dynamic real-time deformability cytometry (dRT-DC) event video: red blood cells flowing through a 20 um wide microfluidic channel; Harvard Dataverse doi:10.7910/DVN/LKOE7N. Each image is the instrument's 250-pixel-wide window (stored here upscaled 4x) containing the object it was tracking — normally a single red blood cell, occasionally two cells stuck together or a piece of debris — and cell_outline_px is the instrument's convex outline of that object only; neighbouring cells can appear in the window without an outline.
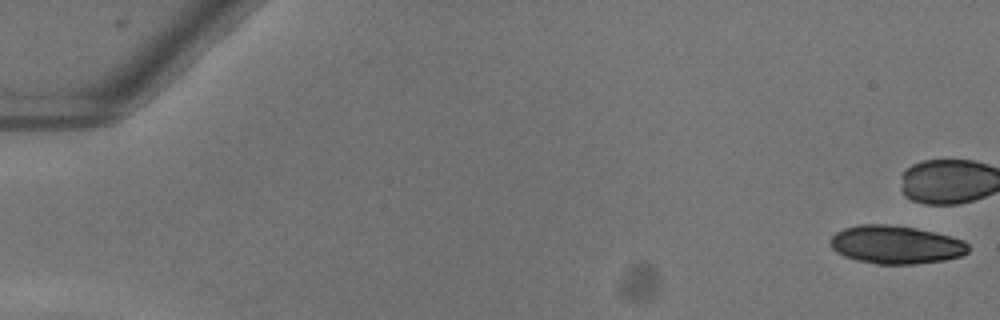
{"species": "common noctule bat (a hibernating species)", "species_latin": "Nyctalus noctula", "temperature_condition": "warm", "stored_images_in_passage": 9, "camera_frame_rate_fps": 3000, "um_per_image_px": 0.085, "animal": {"sex": "female"}, "frame": {"image": 1, "passage_image": 1, "time_ms": 0.0, "image_size_px": [1000, 320], "cell_outline_px": [[968, 252], [960, 256], [944, 260], [916, 264], [876, 264], [856, 260], [844, 256], [836, 252], [832, 248], [828, 240], [836, 232], [844, 228], [860, 224], [888, 224], [916, 228], [964, 240], [968, 244]], "centroid_in_image_um": [76.11, 20.8], "position_along_channel_um": 8.9, "area_um2": 30.75}}